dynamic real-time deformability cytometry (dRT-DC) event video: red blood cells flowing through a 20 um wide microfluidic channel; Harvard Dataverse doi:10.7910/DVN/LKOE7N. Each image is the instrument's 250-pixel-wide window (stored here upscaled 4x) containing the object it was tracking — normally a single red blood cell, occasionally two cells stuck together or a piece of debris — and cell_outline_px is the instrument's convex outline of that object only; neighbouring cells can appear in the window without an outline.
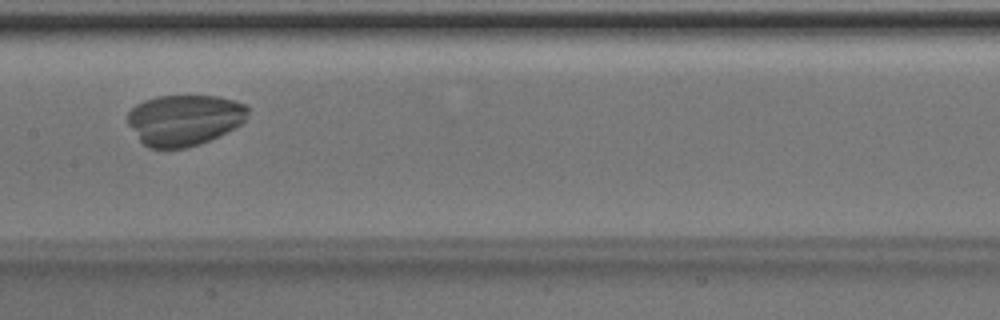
{"species": "Egyptian fruit bat (a non-hibernating species)", "species_latin": "Rousettus aegyptiacus", "temperature_condition": "room temperature", "stored_images_in_passage": 35, "camera_frame_rate_fps": 3000, "um_per_image_px": 0.085, "animal": {"sex": "male"}, "frame": {"image": 1, "passage_image": 11, "time_ms": 3.333, "image_size_px": [1000, 320], "cell_outline_px": [[248, 112], [244, 120], [240, 124], [200, 144], [188, 148], [148, 148], [140, 140], [128, 124], [128, 112], [136, 104], [144, 100], [156, 96], [216, 96], [236, 100], [248, 104]], "centroid_in_image_um": [15.66, 10.18], "position_along_channel_um": 191.7, "area_um2": 35.55}}